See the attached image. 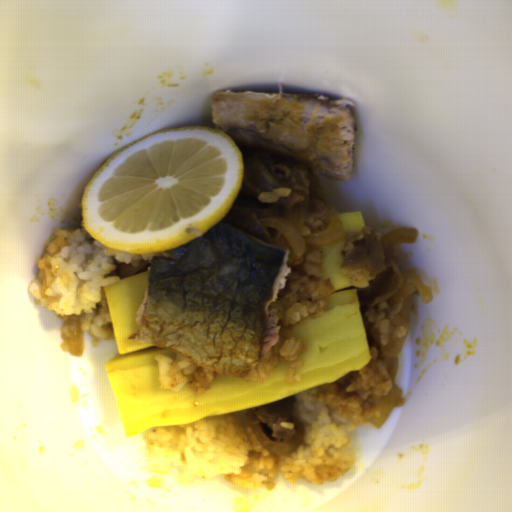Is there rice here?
Wrapping results in <instances>:
<instances>
[{
  "instance_id": "rice-1",
  "label": "rice",
  "mask_w": 512,
  "mask_h": 512,
  "mask_svg": "<svg viewBox=\"0 0 512 512\" xmlns=\"http://www.w3.org/2000/svg\"><path fill=\"white\" fill-rule=\"evenodd\" d=\"M371 360L356 369L359 378L341 398L331 383L320 384L293 396L296 422L303 426L300 446L291 454L269 453L257 440L247 411L216 415L187 424L158 427L143 433L148 486L170 490L196 480L222 476L235 486L273 489L277 476L295 483L323 484L346 475L355 460L349 451L351 432L380 415L381 397L391 388L387 365L369 348Z\"/></svg>"
},
{
  "instance_id": "rice-6",
  "label": "rice",
  "mask_w": 512,
  "mask_h": 512,
  "mask_svg": "<svg viewBox=\"0 0 512 512\" xmlns=\"http://www.w3.org/2000/svg\"><path fill=\"white\" fill-rule=\"evenodd\" d=\"M293 189L289 187H281L276 189H271L270 191H264L258 195V199L260 202H273L277 201L279 198H283L286 196H290Z\"/></svg>"
},
{
  "instance_id": "rice-4",
  "label": "rice",
  "mask_w": 512,
  "mask_h": 512,
  "mask_svg": "<svg viewBox=\"0 0 512 512\" xmlns=\"http://www.w3.org/2000/svg\"><path fill=\"white\" fill-rule=\"evenodd\" d=\"M153 359L158 362L159 381L162 389L177 392L189 385L193 393H203L212 387L216 378V372L178 355L172 358L159 353Z\"/></svg>"
},
{
  "instance_id": "rice-5",
  "label": "rice",
  "mask_w": 512,
  "mask_h": 512,
  "mask_svg": "<svg viewBox=\"0 0 512 512\" xmlns=\"http://www.w3.org/2000/svg\"><path fill=\"white\" fill-rule=\"evenodd\" d=\"M340 274L348 277L349 284L355 287L366 284L369 277L367 270H363L359 267L342 268Z\"/></svg>"
},
{
  "instance_id": "rice-2",
  "label": "rice",
  "mask_w": 512,
  "mask_h": 512,
  "mask_svg": "<svg viewBox=\"0 0 512 512\" xmlns=\"http://www.w3.org/2000/svg\"><path fill=\"white\" fill-rule=\"evenodd\" d=\"M77 230L57 229L45 245L37 262V276L28 286L34 304L55 316L62 324L60 347L70 351L69 318L79 317L80 330L92 339H116L105 287L117 283L120 276L106 275L119 263L139 266L141 260H151L165 251L151 253H120L96 240L84 226Z\"/></svg>"
},
{
  "instance_id": "rice-3",
  "label": "rice",
  "mask_w": 512,
  "mask_h": 512,
  "mask_svg": "<svg viewBox=\"0 0 512 512\" xmlns=\"http://www.w3.org/2000/svg\"><path fill=\"white\" fill-rule=\"evenodd\" d=\"M305 263L302 266L304 271L315 274L317 279L309 282L302 287L297 301L288 308L276 299L269 307L270 321L279 326V334L275 344L259 360L256 369L247 377L255 383L265 384L269 377L282 361L290 362V368L287 373L286 382L292 384L300 381L301 376L297 374L298 370L304 364L299 359L305 351V342L302 339L286 337L296 324L306 317L315 319L323 315L327 302L326 297L334 293L335 285L330 278L323 280V260L324 254L321 249L304 255Z\"/></svg>"
}]
</instances>
